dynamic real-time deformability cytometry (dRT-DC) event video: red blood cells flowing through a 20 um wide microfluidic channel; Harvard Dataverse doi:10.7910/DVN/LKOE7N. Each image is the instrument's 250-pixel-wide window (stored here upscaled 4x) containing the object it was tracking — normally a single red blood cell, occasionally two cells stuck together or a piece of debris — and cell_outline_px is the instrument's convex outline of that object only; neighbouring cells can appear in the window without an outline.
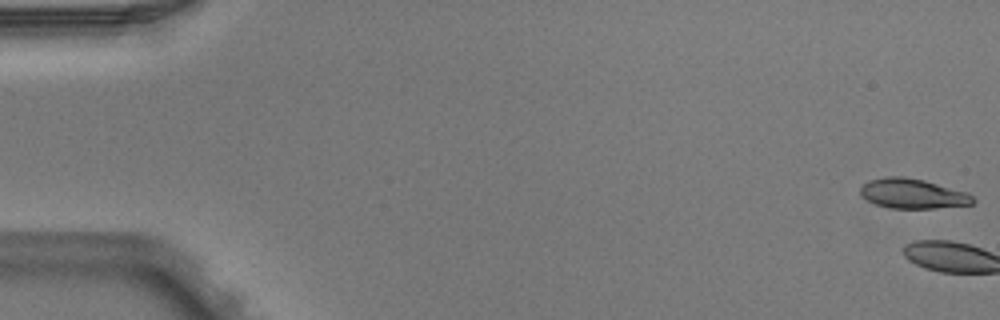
{"species": "Egyptian fruit bat (a non-hibernating species)", "species_latin": "Rousettus aegyptiacus", "temperature_condition": "warm", "stored_images_in_passage": 5, "camera_frame_rate_fps": 3000, "um_per_image_px": 0.085, "animal": {"sex": "male"}, "frame": {"image": 1, "passage_image": 1, "time_ms": 0.0, "image_size_px": [1000, 320], "cell_outline_px": [[976, 200], [972, 204], [936, 208], [892, 208], [876, 204], [860, 196], [860, 188], [868, 180], [888, 176], [904, 176], [924, 180], [968, 192]], "centroid_in_image_um": [77.58, 16.45], "position_along_channel_um": 7.4, "area_um2": 19.59}}